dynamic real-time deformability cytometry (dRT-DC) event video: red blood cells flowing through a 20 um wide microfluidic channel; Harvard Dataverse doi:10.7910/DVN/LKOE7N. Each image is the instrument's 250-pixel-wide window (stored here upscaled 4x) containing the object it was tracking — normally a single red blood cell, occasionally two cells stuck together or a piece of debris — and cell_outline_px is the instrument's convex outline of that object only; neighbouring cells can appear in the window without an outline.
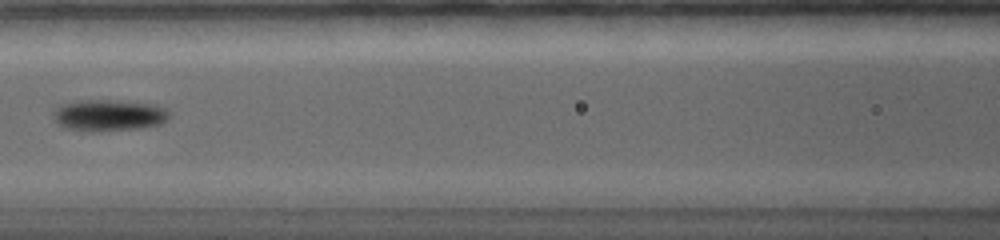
{"species": "common noctule bat (a hibernating species)", "species_latin": "Nyctalus noctula", "temperature_condition": "warm", "stored_images_in_passage": 35, "camera_frame_rate_fps": 5000, "um_per_image_px": 0.085, "animal": {"sex": "female", "body_mass_g": 19.0, "forearm_length_mm": 56.7}, "frame": {"image": 1, "passage_image": 9, "time_ms": 5.6, "image_size_px": [1000, 240], "cell_outline_px": [[168, 116], [160, 124], [140, 128], [92, 132], [84, 132], [60, 128], [56, 124], [56, 112], [60, 108], [72, 104], [132, 104], [156, 108], [164, 112]], "centroid_in_image_um": [9.15, 9.96], "position_along_channel_um": 157.5, "area_um2": 18.55}}
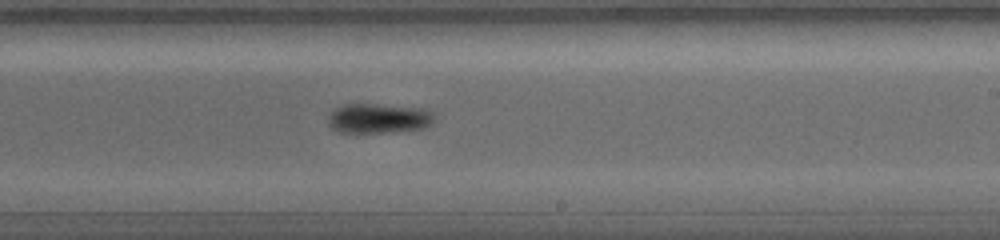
{"frame": {"image": 2, "passage_image": 15, "time_ms": 8.2, "image_size_px": [1000, 240], "cell_outline_px": [[432, 124], [424, 128], [384, 132], [336, 132], [328, 124], [328, 116], [336, 108], [348, 104], [376, 104], [412, 108], [428, 112], [432, 116]], "centroid_in_image_um": [32.08, 10.08], "position_along_channel_um": 256.9, "area_um2": 17.74}}
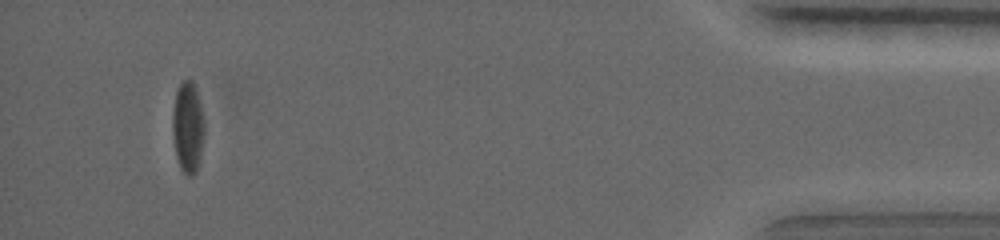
{"frame": {"image": 3, "passage_image": 32, "time_ms": 14.8, "image_size_px": [1000, 240], "cell_outline_px": [[204, 136], [200, 160], [196, 172], [192, 176], [188, 176], [180, 168], [176, 156], [172, 132], [172, 116], [176, 92], [180, 84], [184, 80], [192, 80], [196, 92], [204, 120]], "centroid_in_image_um": [15.96, 10.87], "position_along_channel_um": 419.2, "area_um2": 16.82}, "authors_computed_cell_mechanics": {"area_um2": 17.6868, "velocity_mm_per_s": 3.8374, "shape_relaxation_time_tau1_ms": 6.9259, "shape_relaxation_time_tau2_ms": 6.9233, "deformation_change_tau1": 0.1665, "deformation_change_tau2": 0.0787}}